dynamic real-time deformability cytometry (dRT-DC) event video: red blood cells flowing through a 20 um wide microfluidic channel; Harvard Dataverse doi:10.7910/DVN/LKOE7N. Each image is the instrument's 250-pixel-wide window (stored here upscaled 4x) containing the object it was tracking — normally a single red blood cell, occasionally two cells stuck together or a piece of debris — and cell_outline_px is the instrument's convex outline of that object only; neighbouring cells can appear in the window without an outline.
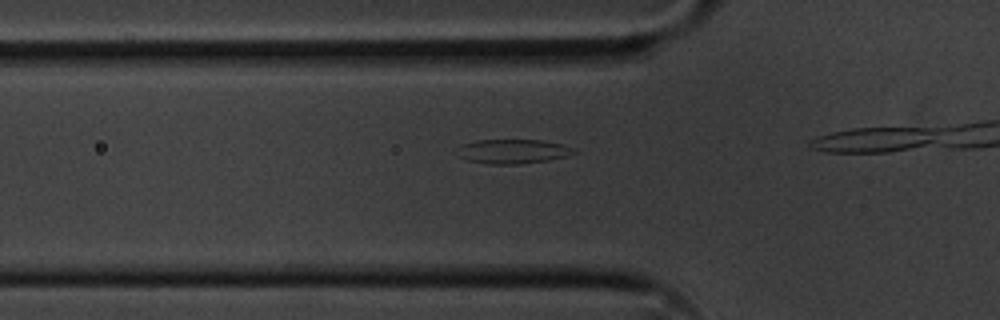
{"species": "common noctule bat (a hibernating species)", "species_latin": "Nyctalus noctula", "temperature_condition": "cold", "stored_images_in_passage": 15, "camera_frame_rate_fps": 3000, "um_per_image_px": 0.085, "animal": {"sex": "male", "body_mass_g": 20.1, "forearm_length_mm": 53.5}, "frame": {"image": 1, "passage_image": 11, "time_ms": 3.333, "image_size_px": [1000, 320], "cell_outline_px": [[576, 152], [564, 156], [548, 160], [520, 164], [488, 164], [468, 160], [460, 156], [456, 148], [460, 144], [476, 140], [544, 140], [564, 144], [572, 148]], "centroid_in_image_um": [43.55, 12.86], "position_along_channel_um": 82.2, "area_um2": 16.53}}